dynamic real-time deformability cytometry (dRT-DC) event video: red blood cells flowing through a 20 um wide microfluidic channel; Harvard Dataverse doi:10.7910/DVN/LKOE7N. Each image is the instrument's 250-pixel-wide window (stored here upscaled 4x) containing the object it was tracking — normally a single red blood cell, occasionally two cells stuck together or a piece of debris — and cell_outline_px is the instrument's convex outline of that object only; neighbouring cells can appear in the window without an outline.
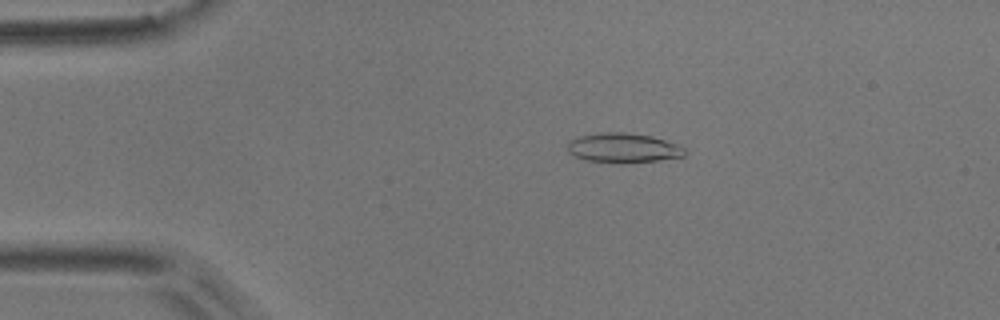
{"species": "common noctule bat (a hibernating species)", "species_latin": "Nyctalus noctula", "temperature_condition": "room temperature", "stored_images_in_passage": 6, "camera_frame_rate_fps": 3000, "um_per_image_px": 0.085, "animal": {"sex": "male", "body_mass_g": 17.9}, "frame": {"image": 1, "passage_image": 3, "time_ms": 0.667, "image_size_px": [1000, 320], "cell_outline_px": [[688, 152], [684, 156], [656, 160], [584, 160], [568, 152], [568, 140], [580, 136], [600, 132], [624, 132], [652, 136], [676, 144], [684, 148]], "centroid_in_image_um": [52.96, 12.51], "position_along_channel_um": 32.0, "area_um2": 19.31}}
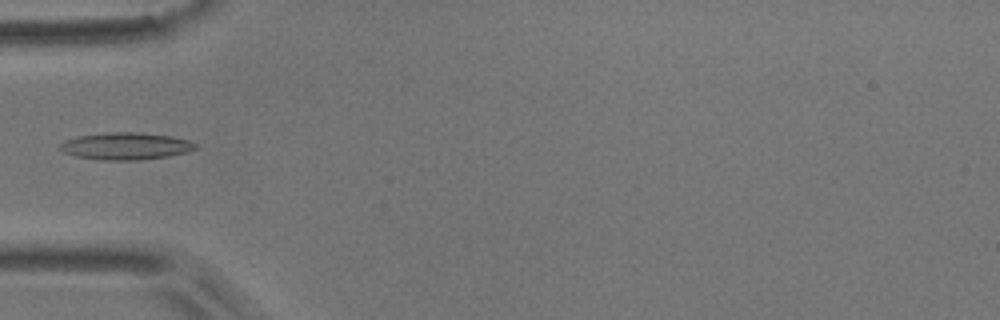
{"frame": {"image": 2, "passage_image": 5, "time_ms": 1.333, "image_size_px": [1000, 320], "cell_outline_px": [[196, 148], [188, 152], [168, 156], [140, 160], [100, 160], [76, 156], [64, 152], [60, 148], [60, 144], [64, 140], [80, 136], [108, 132], [140, 132], [172, 136], [188, 140], [196, 144]], "centroid_in_image_um": [10.71, 12.42], "position_along_channel_um": 74.3, "area_um2": 21.39}}
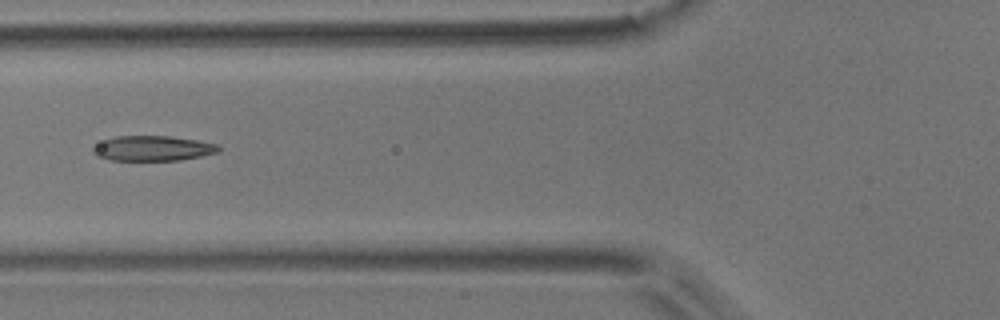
{"frame": {"image": 3, "passage_image": 6, "time_ms": 1.667, "image_size_px": [1000, 320], "cell_outline_px": [[220, 152], [180, 160], [112, 160], [96, 156], [92, 152], [92, 148], [104, 140], [116, 136], [168, 136], [196, 140], [216, 144], [220, 148]], "centroid_in_image_um": [12.98, 12.61], "position_along_channel_um": 112.8, "area_um2": 18.21}}